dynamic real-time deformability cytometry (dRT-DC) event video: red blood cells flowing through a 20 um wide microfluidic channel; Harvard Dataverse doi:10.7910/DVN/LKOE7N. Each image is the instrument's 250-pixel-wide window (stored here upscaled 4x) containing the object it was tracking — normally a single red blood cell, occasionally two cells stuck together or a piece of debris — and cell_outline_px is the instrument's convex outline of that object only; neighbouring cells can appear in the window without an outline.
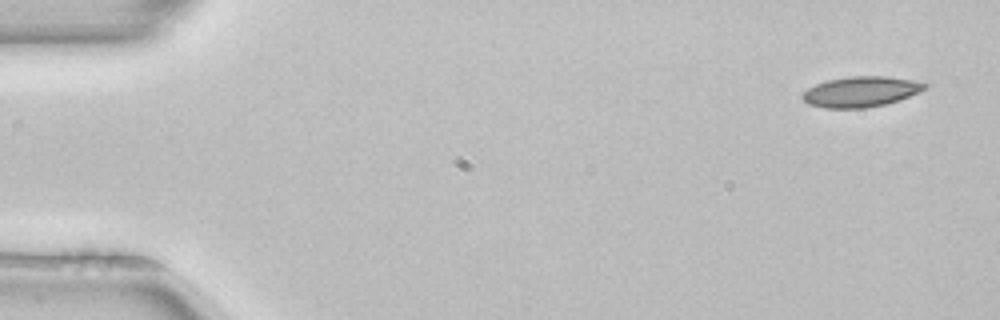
{"species": "common noctule bat (a hibernating species)", "species_latin": "Nyctalus noctula", "temperature_condition": "room temperature", "stored_images_in_passage": 4, "camera_frame_rate_fps": 3000, "um_per_image_px": 0.085, "animal": {"sex": "female", "body_mass_g": 22.7, "forearm_length_mm": 54.2}, "frame": {"image": 1, "passage_image": 1, "time_ms": 0.0, "image_size_px": [1000, 320], "cell_outline_px": [[928, 84], [924, 88], [900, 100], [884, 104], [864, 108], [824, 108], [808, 104], [800, 96], [808, 88], [816, 84], [828, 80], [848, 76], [888, 76], [912, 80]], "centroid_in_image_um": [73.12, 7.79], "position_along_channel_um": 11.9, "area_um2": 21.5}}
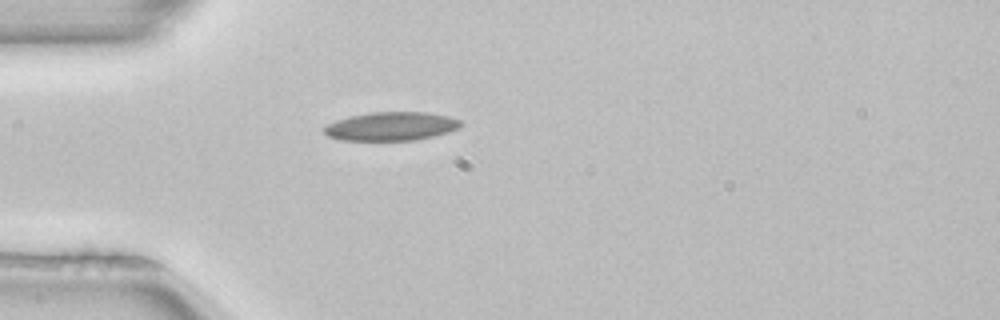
{"frame": {"image": 2, "passage_image": 4, "time_ms": 1.0, "image_size_px": [1000, 320], "cell_outline_px": [[464, 124], [460, 128], [448, 132], [416, 140], [340, 140], [328, 136], [324, 132], [324, 128], [328, 124], [336, 120], [352, 116], [372, 112], [428, 112], [448, 116], [460, 120]], "centroid_in_image_um": [33.29, 10.73], "position_along_channel_um": 51.7, "area_um2": 22.72}}